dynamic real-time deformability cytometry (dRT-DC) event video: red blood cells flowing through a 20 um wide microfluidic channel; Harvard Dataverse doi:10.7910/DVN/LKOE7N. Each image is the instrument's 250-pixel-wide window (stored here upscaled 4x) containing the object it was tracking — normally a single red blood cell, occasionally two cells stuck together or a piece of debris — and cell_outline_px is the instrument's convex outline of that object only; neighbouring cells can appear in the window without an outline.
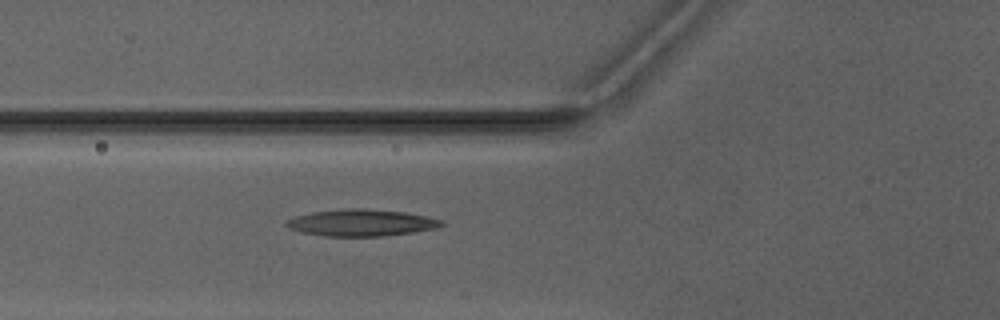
{"species": "Egyptian fruit bat (a non-hibernating species)", "species_latin": "Rousettus aegyptiacus", "temperature_condition": "warm", "stored_images_in_passage": 2, "camera_frame_rate_fps": 3000, "um_per_image_px": 0.085, "animal": {"sex": "male"}, "frame": {"image": 1, "passage_image": 2, "time_ms": 2.0, "image_size_px": [1000, 320], "cell_outline_px": [[448, 224], [436, 228], [412, 232], [384, 236], [324, 236], [300, 232], [288, 228], [284, 224], [284, 220], [296, 216], [312, 212], [348, 208], [360, 208], [404, 212], [428, 216], [444, 220]], "centroid_in_image_um": [30.72, 18.93], "position_along_channel_um": 95.1, "area_um2": 24.39}}